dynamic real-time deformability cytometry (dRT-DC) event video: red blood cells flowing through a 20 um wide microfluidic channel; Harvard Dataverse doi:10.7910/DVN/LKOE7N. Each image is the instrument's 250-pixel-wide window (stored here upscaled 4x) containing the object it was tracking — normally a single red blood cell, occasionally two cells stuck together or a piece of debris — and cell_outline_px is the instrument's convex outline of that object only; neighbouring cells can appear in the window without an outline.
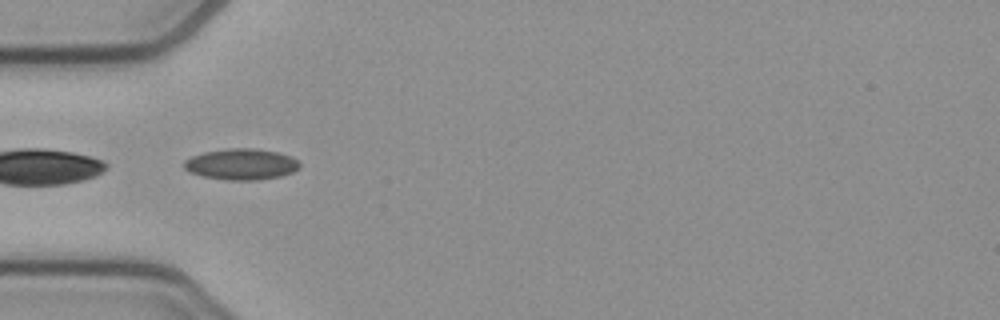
{"species": "common noctule bat (a hibernating species)", "species_latin": "Nyctalus noctula", "temperature_condition": "cold", "stored_images_in_passage": 38, "camera_frame_rate_fps": 3000, "um_per_image_px": 0.085, "animal": {"sex": "female", "body_mass_g": 21.9}, "frame": {"image": 1, "passage_image": 7, "time_ms": 2.0, "image_size_px": [1000, 320], "cell_outline_px": [[300, 168], [292, 172], [280, 176], [256, 180], [228, 180], [204, 176], [188, 172], [184, 168], [184, 160], [192, 156], [204, 152], [228, 148], [256, 148], [276, 152], [288, 156], [296, 160], [300, 164]], "centroid_in_image_um": [20.48, 13.96], "position_along_channel_um": 64.5, "area_um2": 20.81}}
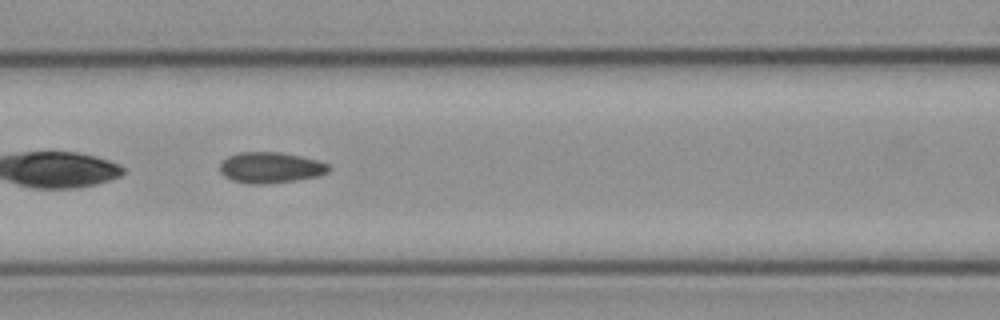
{"frame": {"image": 2, "passage_image": 13, "time_ms": 4.0, "image_size_px": [1000, 320], "cell_outline_px": [[332, 168], [328, 172], [320, 176], [296, 180], [260, 184], [248, 184], [232, 180], [224, 176], [220, 172], [220, 160], [236, 152], [280, 152], [300, 156], [316, 160], [328, 164]], "centroid_in_image_um": [22.97, 14.24], "position_along_channel_um": 143.6, "area_um2": 19.77}}
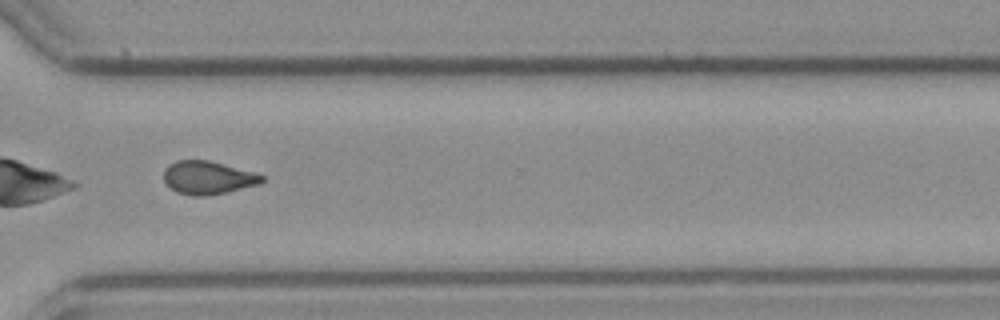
{"frame": {"image": 3, "passage_image": 29, "time_ms": 9.333, "image_size_px": [1000, 320], "cell_outline_px": [[264, 180], [260, 184], [208, 196], [192, 196], [176, 192], [164, 180], [164, 168], [168, 164], [176, 160], [208, 160], [256, 172], [264, 176]], "centroid_in_image_um": [17.68, 15.09], "position_along_channel_um": 352.9, "area_um2": 19.07}, "authors_computed_cell_mechanics": {"area_um2": 19.2185, "velocity_mm_per_s": 3.9274, "shape_relaxation_time_tau1_ms": null, "shape_relaxation_time_tau2_ms": 2.6571, "deformation_change_tau1": null, "deformation_change_tau2": 0.0688}}